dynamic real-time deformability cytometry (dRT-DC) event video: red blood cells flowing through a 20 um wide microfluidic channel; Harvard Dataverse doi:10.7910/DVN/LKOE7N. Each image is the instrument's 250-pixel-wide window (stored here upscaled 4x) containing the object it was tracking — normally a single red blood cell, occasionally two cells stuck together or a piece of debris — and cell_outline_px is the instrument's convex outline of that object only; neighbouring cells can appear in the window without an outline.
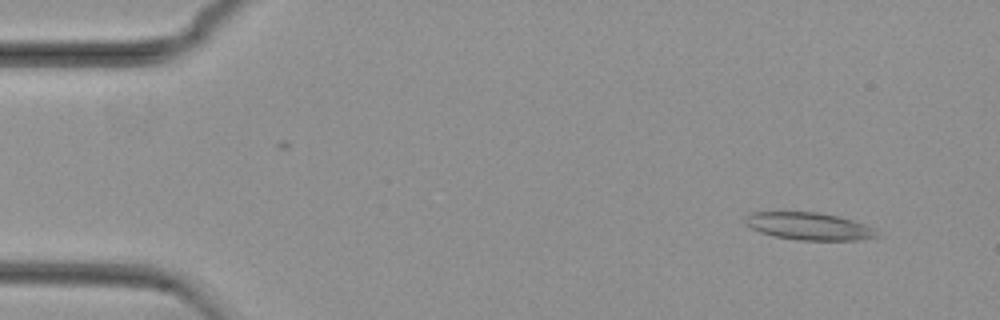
{"species": "common noctule bat (a hibernating species)", "species_latin": "Nyctalus noctula", "temperature_condition": "cold", "stored_images_in_passage": 16, "camera_frame_rate_fps": 3000, "um_per_image_px": 0.085, "animal": {"sex": "female", "body_mass_g": 29.2, "forearm_length_mm": 56.3}, "frame": {"image": 1, "passage_image": 4, "time_ms": 1.0, "image_size_px": [1000, 320], "cell_outline_px": [[880, 236], [856, 240], [796, 240], [772, 236], [760, 232], [752, 228], [744, 220], [744, 216], [752, 212], [816, 212], [836, 216], [852, 220], [876, 228]], "centroid_in_image_um": [68.77, 19.23], "position_along_channel_um": 16.2, "area_um2": 21.04}}
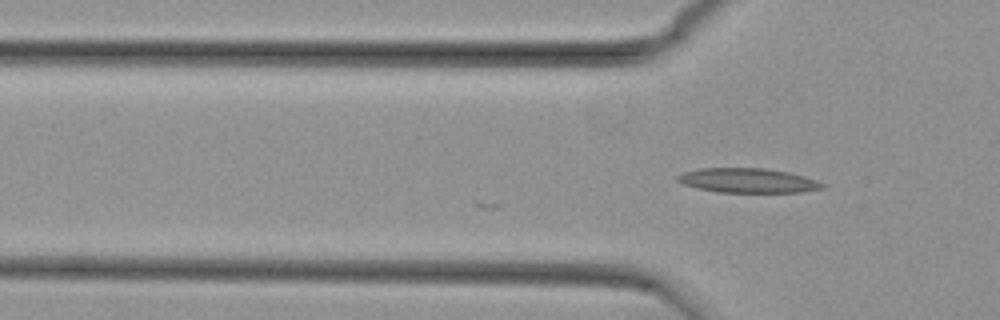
{"frame": {"image": 2, "passage_image": 16, "time_ms": 5.0, "image_size_px": [1000, 320], "cell_outline_px": [[824, 188], [800, 192], [716, 192], [696, 188], [684, 184], [676, 180], [676, 176], [684, 172], [700, 168], [764, 168], [788, 172], [804, 176], [816, 180], [824, 184]], "centroid_in_image_um": [63.54, 15.34], "position_along_channel_um": 62.3, "area_um2": 20.63}}